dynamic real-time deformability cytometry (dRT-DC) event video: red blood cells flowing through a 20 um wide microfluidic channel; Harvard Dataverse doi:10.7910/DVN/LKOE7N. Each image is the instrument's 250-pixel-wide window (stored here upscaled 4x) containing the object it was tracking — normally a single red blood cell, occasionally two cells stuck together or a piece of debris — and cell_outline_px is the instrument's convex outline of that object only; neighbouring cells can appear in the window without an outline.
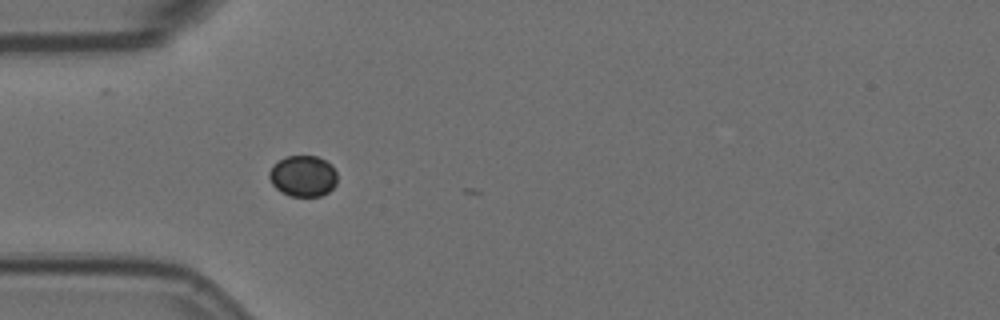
{"species": "Egyptian fruit bat (a non-hibernating species)", "species_latin": "Rousettus aegyptiacus", "temperature_condition": "room temperature", "stored_images_in_passage": 4, "camera_frame_rate_fps": 3000, "um_per_image_px": 0.085, "animal": {"sex": "female"}, "frame": {"image": 1, "passage_image": 1, "time_ms": 0.0, "image_size_px": [1000, 320], "cell_outline_px": [[336, 184], [328, 192], [320, 196], [292, 196], [280, 192], [272, 184], [268, 176], [268, 172], [280, 160], [288, 156], [316, 156], [332, 164], [336, 172]], "centroid_in_image_um": [25.77, 14.97], "position_along_channel_um": 59.2, "area_um2": 16.18}}